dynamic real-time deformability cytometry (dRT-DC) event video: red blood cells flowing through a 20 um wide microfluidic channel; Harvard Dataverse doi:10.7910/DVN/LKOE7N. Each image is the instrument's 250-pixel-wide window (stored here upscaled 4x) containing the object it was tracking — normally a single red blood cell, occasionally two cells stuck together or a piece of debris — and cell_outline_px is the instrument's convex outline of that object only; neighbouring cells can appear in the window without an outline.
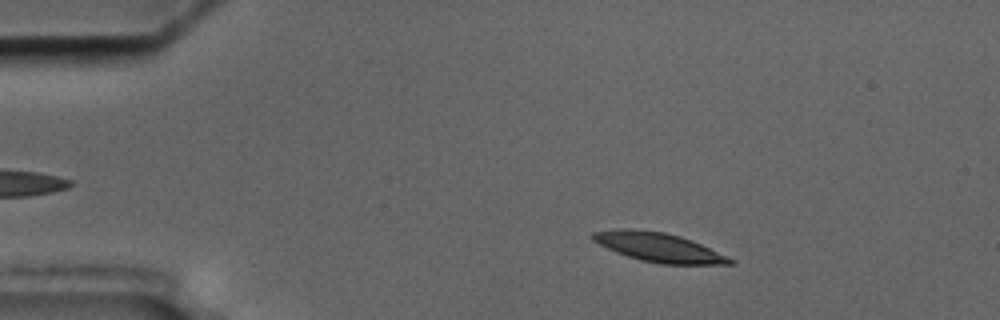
{"species": "common noctule bat (a hibernating species)", "species_latin": "Nyctalus noctula", "temperature_condition": "cold", "stored_images_in_passage": 54, "camera_frame_rate_fps": 3000, "um_per_image_px": 0.085, "animal": {"sex": "male", "body_mass_g": 17.5, "forearm_length_mm": 52.3}, "frame": {"image": 1, "passage_image": 7, "time_ms": 2.0, "image_size_px": [1000, 320], "cell_outline_px": [[736, 260], [732, 264], [660, 264], [640, 260], [616, 252], [592, 240], [592, 232], [620, 228], [628, 228], [664, 232], [680, 236], [692, 240]], "centroid_in_image_um": [55.99, 21.02], "position_along_channel_um": 29.0, "area_um2": 23.12}}
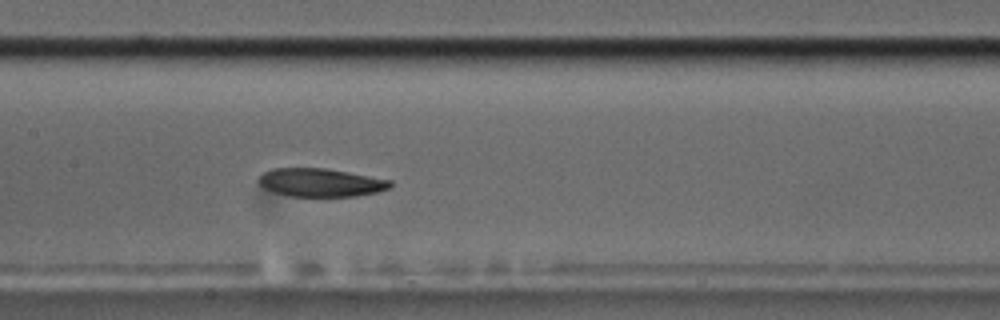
{"frame": {"image": 2, "passage_image": 25, "time_ms": 8.0, "image_size_px": [1000, 320], "cell_outline_px": [[392, 184], [388, 188], [376, 192], [356, 196], [288, 196], [260, 188], [256, 180], [264, 172], [272, 168], [324, 168], [348, 172], [392, 180]], "centroid_in_image_um": [27.19, 15.51], "position_along_channel_um": 180.2, "area_um2": 21.79}}
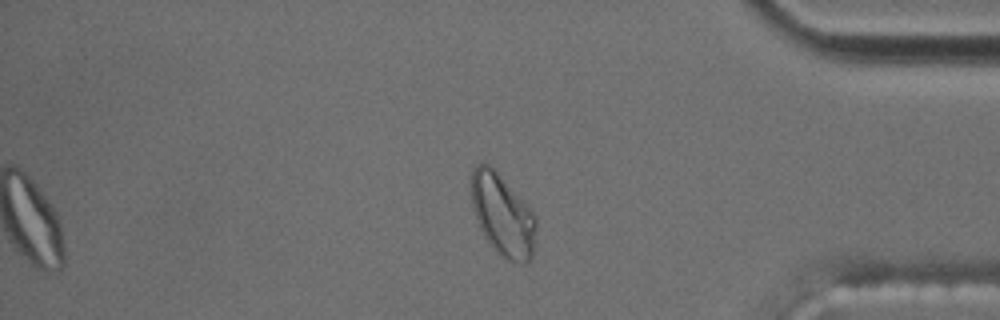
{"frame": {"image": 3, "passage_image": 45, "time_ms": 14.667, "image_size_px": [1000, 320], "cell_outline_px": [[536, 224], [532, 256], [528, 264], [520, 264], [508, 260], [484, 236], [480, 228], [472, 204], [472, 168], [476, 164], [488, 164], [500, 176], [532, 212], [536, 220]], "centroid_in_image_um": [42.72, 18.3], "position_along_channel_um": 392.5, "area_um2": 29.77}, "authors_computed_cell_mechanics": {"area_um2": 23.0044, "velocity_mm_per_s": 3.5292, "shape_relaxation_time_tau1_ms": 6.9572, "shape_relaxation_time_tau2_ms": 6.2099, "deformation_change_tau1": 0.1742, "deformation_change_tau2": 0.1321}}